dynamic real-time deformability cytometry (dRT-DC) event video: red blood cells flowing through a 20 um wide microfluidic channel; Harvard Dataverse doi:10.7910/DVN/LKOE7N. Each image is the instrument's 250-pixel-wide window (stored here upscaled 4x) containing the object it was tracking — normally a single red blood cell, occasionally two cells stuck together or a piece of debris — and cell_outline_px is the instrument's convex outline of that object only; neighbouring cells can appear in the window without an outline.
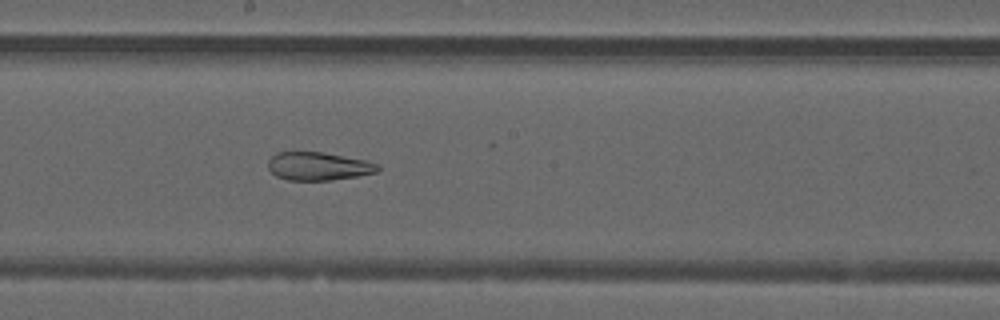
{"species": "common noctule bat (a hibernating species)", "species_latin": "Nyctalus noctula", "temperature_condition": "warm", "stored_images_in_passage": 51, "camera_frame_rate_fps": 3000, "um_per_image_px": 0.085, "animal": {"sex": "male", "forearm_length_mm": 52.5}, "frame": {"image": 1, "passage_image": 28, "time_ms": 9.0, "image_size_px": [1000, 320], "cell_outline_px": [[380, 168], [376, 172], [356, 176], [332, 180], [288, 180], [276, 176], [268, 168], [268, 160], [276, 152], [324, 152], [364, 160], [380, 164]], "centroid_in_image_um": [27.05, 14.12], "position_along_channel_um": 221.2, "area_um2": 17.98}}
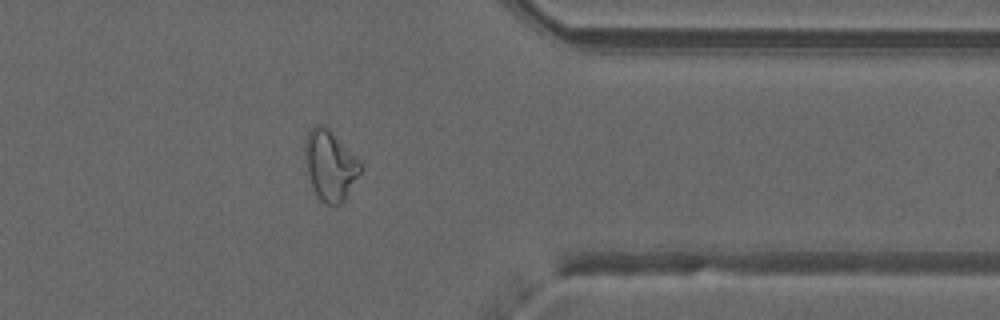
{"frame": {"image": 2, "passage_image": 41, "time_ms": 13.333, "image_size_px": [1000, 320], "cell_outline_px": [[360, 172], [344, 200], [340, 204], [324, 204], [316, 196], [308, 172], [304, 152], [304, 144], [308, 132], [316, 124], [324, 124], [360, 160]], "centroid_in_image_um": [28.04, 14.04], "position_along_channel_um": 383.4, "area_um2": 22.31}}
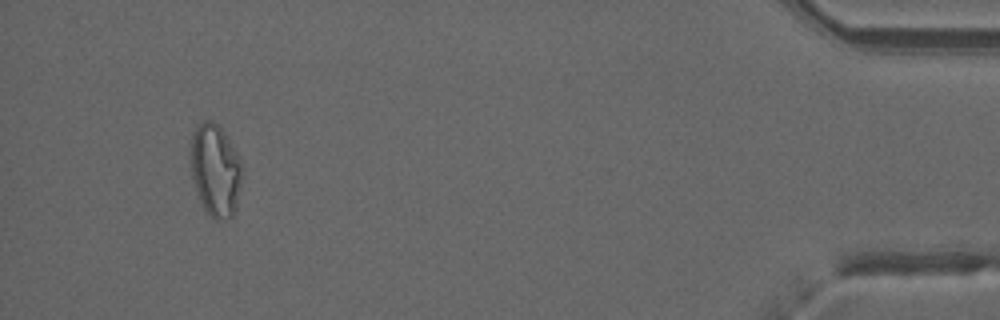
{"frame": {"image": 3, "passage_image": 48, "time_ms": 15.667, "image_size_px": [1000, 320], "cell_outline_px": [[244, 172], [236, 208], [232, 216], [216, 220], [212, 220], [204, 208], [200, 200], [192, 176], [192, 132], [204, 120], [212, 120], [220, 128], [236, 152], [244, 168]], "centroid_in_image_um": [18.35, 14.5], "position_along_channel_um": 416.9, "area_um2": 27.34}, "authors_computed_cell_mechanics": {"area_um2": 25.2586, "velocity_mm_per_s": 4.0259, "shape_relaxation_time_tau1_ms": null, "shape_relaxation_time_tau2_ms": 2.752, "deformation_change_tau1": null, "deformation_change_tau2": 0.1202}}